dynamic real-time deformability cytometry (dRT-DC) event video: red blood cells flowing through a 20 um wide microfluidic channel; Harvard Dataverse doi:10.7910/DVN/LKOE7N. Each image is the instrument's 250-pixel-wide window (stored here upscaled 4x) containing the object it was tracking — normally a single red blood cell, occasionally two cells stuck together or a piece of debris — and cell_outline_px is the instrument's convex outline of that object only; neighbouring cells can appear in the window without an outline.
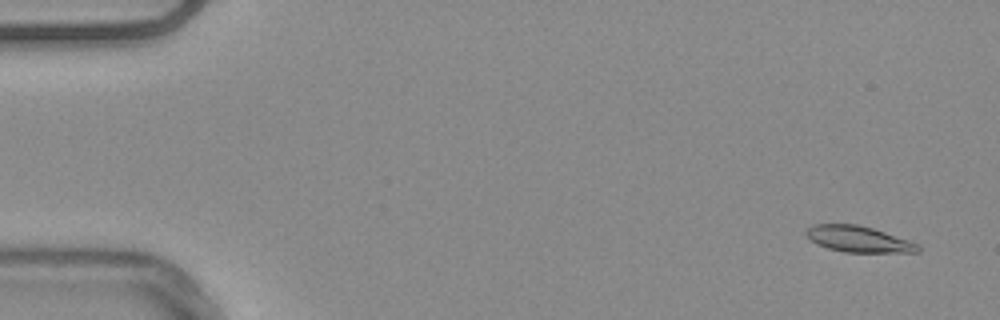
{"species": "common noctule bat (a hibernating species)", "species_latin": "Nyctalus noctula", "temperature_condition": "warm", "stored_images_in_passage": 54, "camera_frame_rate_fps": 3000, "um_per_image_px": 0.085, "animal": {"sex": "male", "body_mass_g": 20.4}, "frame": {"image": 1, "passage_image": 3, "time_ms": 0.667, "image_size_px": [1000, 320], "cell_outline_px": [[920, 252], [844, 252], [828, 248], [816, 244], [804, 232], [812, 224], [856, 224], [872, 228], [920, 244]], "centroid_in_image_um": [72.97, 20.32], "position_along_channel_um": 12.0, "area_um2": 16.88}}
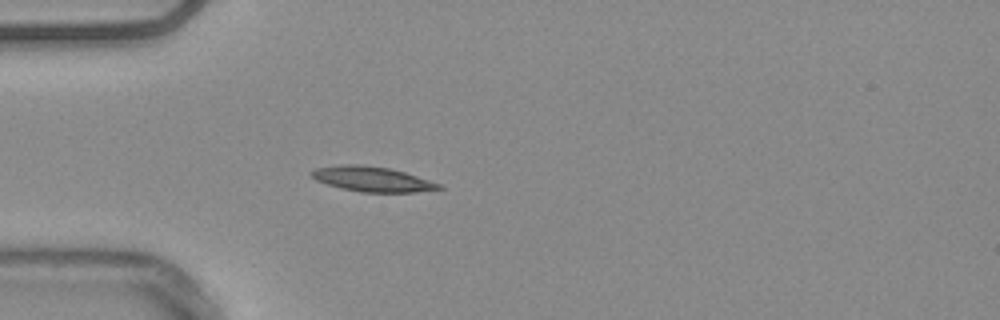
{"frame": {"image": 2, "passage_image": 16, "time_ms": 5.0, "image_size_px": [1000, 320], "cell_outline_px": [[444, 188], [416, 192], [360, 192], [340, 188], [316, 180], [308, 172], [316, 168], [340, 164], [364, 164], [388, 168], [404, 172], [440, 184]], "centroid_in_image_um": [31.59, 15.21], "position_along_channel_um": 53.4, "area_um2": 18.5}}
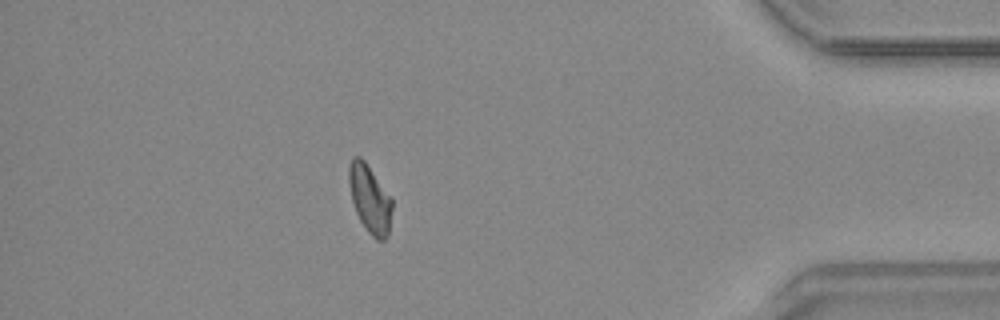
{"frame": {"image": 3, "passage_image": 48, "time_ms": 15.667, "image_size_px": [1000, 320], "cell_outline_px": [[392, 208], [388, 232], [384, 240], [376, 240], [368, 232], [360, 220], [356, 212], [352, 200], [348, 180], [348, 168], [352, 156], [360, 156], [364, 160], [392, 200]], "centroid_in_image_um": [31.4, 16.89], "position_along_channel_um": 403.8, "area_um2": 16.76}, "authors_computed_cell_mechanics": {"area_um2": 17.1666, "velocity_mm_per_s": 3.7579, "shape_relaxation_time_tau1_ms": null, "shape_relaxation_time_tau2_ms": 7.3607, "deformation_change_tau1": null, "deformation_change_tau2": 0.1164}}